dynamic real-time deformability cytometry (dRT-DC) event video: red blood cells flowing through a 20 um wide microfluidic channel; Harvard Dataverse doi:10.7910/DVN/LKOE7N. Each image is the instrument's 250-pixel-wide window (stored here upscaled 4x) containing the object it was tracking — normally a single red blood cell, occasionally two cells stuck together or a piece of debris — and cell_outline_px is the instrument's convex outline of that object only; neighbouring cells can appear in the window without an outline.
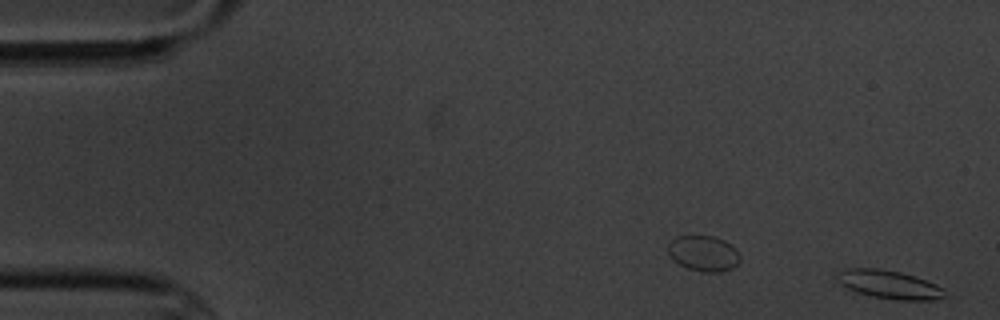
{"species": "common noctule bat (a hibernating species)", "species_latin": "Nyctalus noctula", "temperature_condition": "cold", "stored_images_in_passage": 5, "camera_frame_rate_fps": 3000, "um_per_image_px": 0.085, "animal": {"sex": "male", "body_mass_g": 20.1, "forearm_length_mm": 53.5}, "frame": {"image": 1, "passage_image": 1, "time_ms": 0.0, "image_size_px": [1000, 320], "cell_outline_px": [[944, 296], [936, 300], [896, 300], [872, 296], [848, 288], [840, 284], [836, 280], [840, 272], [848, 268], [880, 268], [900, 272], [936, 284], [944, 288]], "centroid_in_image_um": [75.59, 24.18], "position_along_channel_um": 9.4, "area_um2": 17.51}}